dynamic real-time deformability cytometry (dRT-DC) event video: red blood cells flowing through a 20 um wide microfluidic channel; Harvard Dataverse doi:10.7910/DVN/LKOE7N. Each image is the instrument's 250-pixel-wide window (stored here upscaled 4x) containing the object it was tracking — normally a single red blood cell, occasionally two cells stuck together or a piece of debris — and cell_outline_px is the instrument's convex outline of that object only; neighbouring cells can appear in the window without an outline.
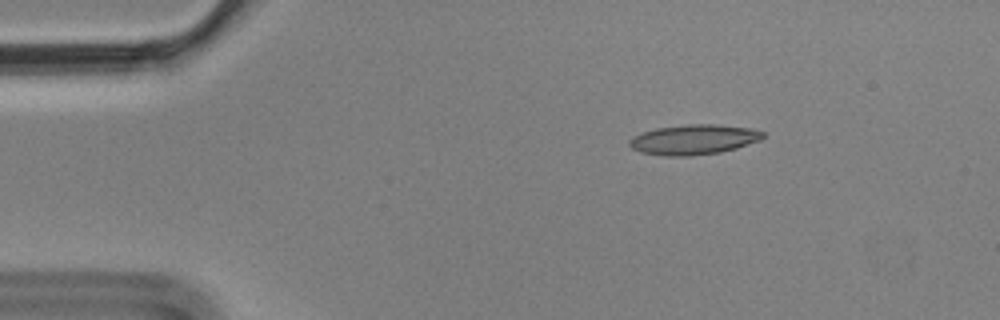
{"species": "Egyptian fruit bat (a non-hibernating species)", "species_latin": "Rousettus aegyptiacus", "temperature_condition": "cold", "stored_images_in_passage": 4, "camera_frame_rate_fps": 3000, "um_per_image_px": 0.085, "animal": {"sex": "male"}, "frame": {"image": 1, "passage_image": 2, "time_ms": 0.333, "image_size_px": [1000, 320], "cell_outline_px": [[764, 136], [760, 140], [736, 148], [720, 152], [688, 156], [664, 156], [640, 152], [632, 148], [628, 144], [628, 140], [644, 132], [656, 128], [688, 124], [716, 124], [748, 128], [764, 132]], "centroid_in_image_um": [58.95, 11.86], "position_along_channel_um": 26.0, "area_um2": 23.18}}